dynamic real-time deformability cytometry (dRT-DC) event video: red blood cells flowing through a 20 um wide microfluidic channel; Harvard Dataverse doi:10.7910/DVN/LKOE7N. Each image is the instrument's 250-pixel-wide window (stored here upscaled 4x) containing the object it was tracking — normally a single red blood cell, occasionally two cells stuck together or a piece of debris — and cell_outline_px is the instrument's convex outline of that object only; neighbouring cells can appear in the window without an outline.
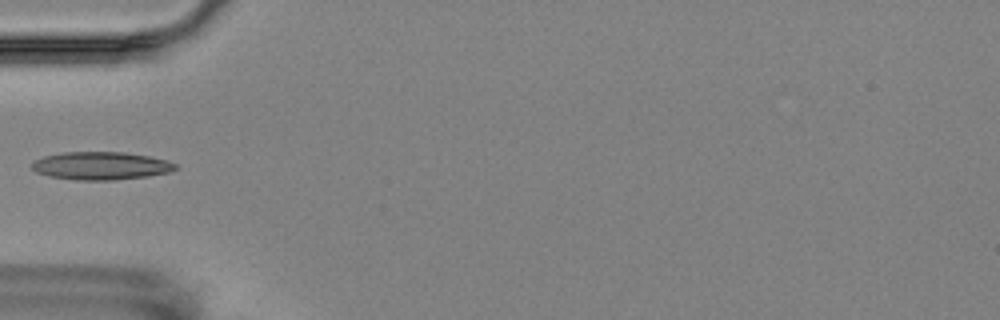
{"species": "Egyptian fruit bat (a non-hibernating species)", "species_latin": "Rousettus aegyptiacus", "temperature_condition": "room temperature", "stored_images_in_passage": 5, "camera_frame_rate_fps": 3000, "um_per_image_px": 0.085, "animal": {"sex": "female"}, "frame": {"image": 1, "passage_image": 5, "time_ms": 5.0, "image_size_px": [1000, 320], "cell_outline_px": [[176, 168], [168, 172], [148, 176], [116, 180], [76, 180], [48, 176], [36, 172], [32, 168], [32, 164], [36, 160], [44, 156], [64, 152], [124, 152], [148, 156], [168, 160], [176, 164]], "centroid_in_image_um": [8.58, 14.09], "position_along_channel_um": 76.4, "area_um2": 23.29}}